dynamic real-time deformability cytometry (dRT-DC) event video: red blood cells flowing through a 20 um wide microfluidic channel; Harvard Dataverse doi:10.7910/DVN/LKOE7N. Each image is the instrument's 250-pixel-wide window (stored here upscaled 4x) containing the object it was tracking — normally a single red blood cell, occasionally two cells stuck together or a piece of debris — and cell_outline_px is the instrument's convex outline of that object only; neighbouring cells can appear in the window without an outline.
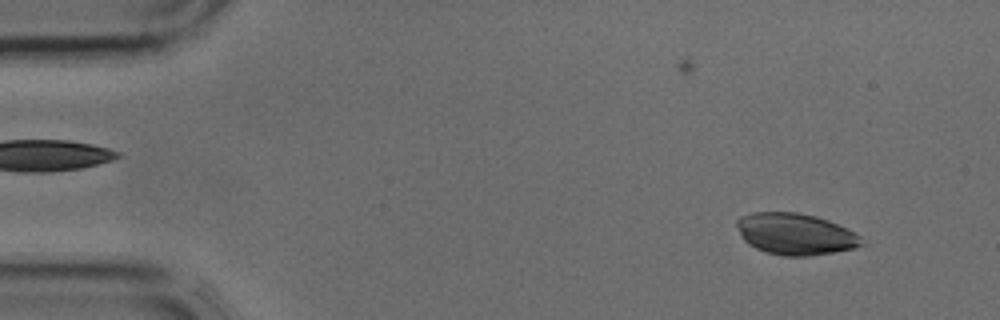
{"species": "common noctule bat (a hibernating species)", "species_latin": "Nyctalus noctula", "temperature_condition": "cold", "stored_images_in_passage": 42, "camera_frame_rate_fps": 3000, "um_per_image_px": 0.085, "animal": {"sex": "male", "body_mass_g": 17.9, "forearm_length_mm": 54.2}, "frame": {"image": 1, "passage_image": 4, "time_ms": 1.0, "image_size_px": [1000, 320], "cell_outline_px": [[864, 244], [856, 248], [812, 256], [784, 256], [768, 252], [756, 248], [748, 244], [744, 240], [736, 224], [736, 220], [740, 216], [756, 212], [796, 212], [816, 216], [828, 220], [860, 236]], "centroid_in_image_um": [67.6, 19.89], "position_along_channel_um": 17.4, "area_um2": 30.0}}
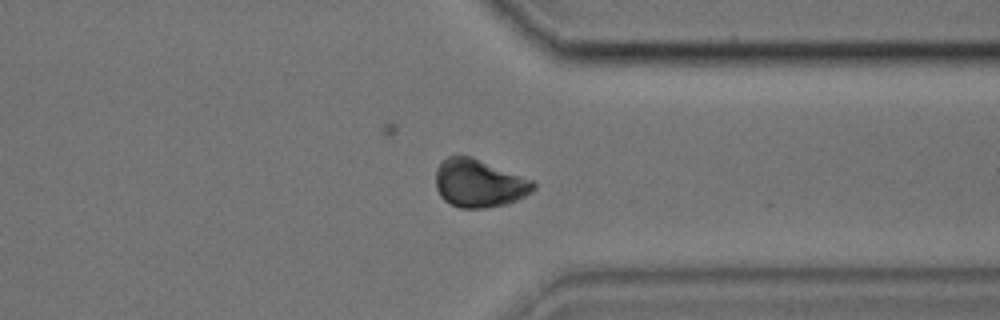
{"frame": {"image": 2, "passage_image": 32, "time_ms": 10.333, "image_size_px": [1000, 320], "cell_outline_px": [[536, 188], [532, 192], [508, 204], [488, 208], [460, 208], [444, 200], [440, 196], [436, 188], [436, 168], [448, 156], [472, 156], [532, 180], [536, 184]], "centroid_in_image_um": [40.73, 15.59], "position_along_channel_um": 370.7, "area_um2": 27.34}}
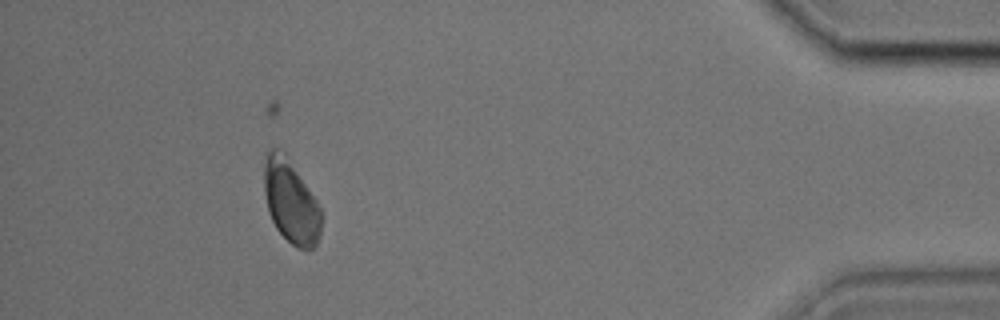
{"frame": {"image": 3, "passage_image": 38, "time_ms": 12.333, "image_size_px": [1000, 320], "cell_outline_px": [[320, 236], [316, 248], [296, 248], [276, 228], [268, 212], [264, 192], [264, 152], [268, 148], [280, 148], [284, 152], [316, 200], [320, 208]], "centroid_in_image_um": [24.68, 17.1], "position_along_channel_um": 410.5, "area_um2": 27.69}}